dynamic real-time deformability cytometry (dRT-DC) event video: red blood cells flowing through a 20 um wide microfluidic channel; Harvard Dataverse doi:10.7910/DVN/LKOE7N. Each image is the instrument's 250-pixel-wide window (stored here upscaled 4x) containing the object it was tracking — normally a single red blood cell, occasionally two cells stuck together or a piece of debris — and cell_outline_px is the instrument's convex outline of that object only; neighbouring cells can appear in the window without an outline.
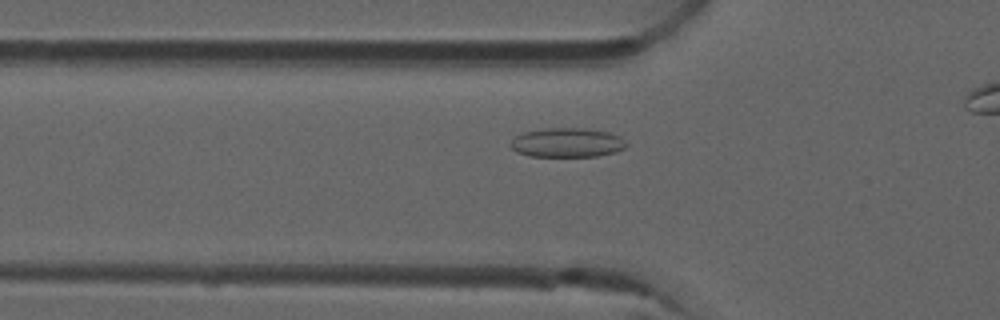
{"species": "common noctule bat (a hibernating species)", "species_latin": "Nyctalus noctula", "temperature_condition": "room temperature", "stored_images_in_passage": 39, "camera_frame_rate_fps": 3000, "um_per_image_px": 0.085, "animal": {"sex": "male", "forearm_length_mm": 52.5}, "frame": {"image": 1, "passage_image": 12, "time_ms": 3.667, "image_size_px": [1000, 320], "cell_outline_px": [[628, 144], [624, 148], [616, 152], [596, 156], [528, 156], [516, 152], [508, 144], [516, 136], [524, 132], [548, 128], [584, 128], [608, 132], [620, 136]], "centroid_in_image_um": [48.2, 12.12], "position_along_channel_um": 77.6, "area_um2": 19.77}}
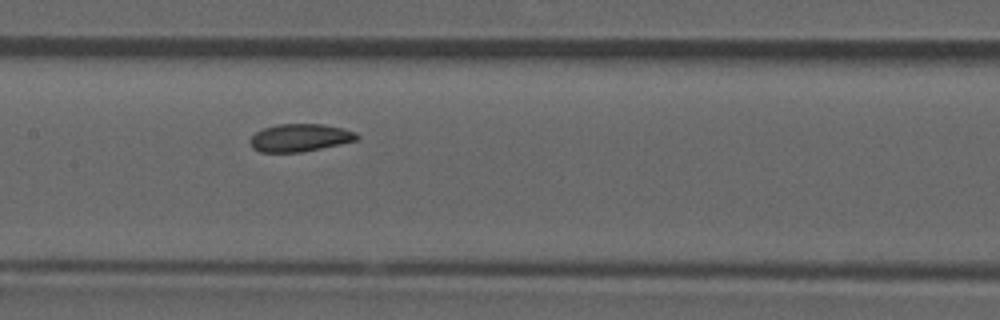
{"frame": {"image": 2, "passage_image": 20, "time_ms": 6.333, "image_size_px": [1000, 320], "cell_outline_px": [[360, 136], [356, 140], [340, 144], [300, 152], [260, 152], [252, 148], [248, 140], [256, 132], [264, 128], [276, 124], [324, 124], [356, 132]], "centroid_in_image_um": [25.46, 11.7], "position_along_channel_um": 181.9, "area_um2": 17.17}}
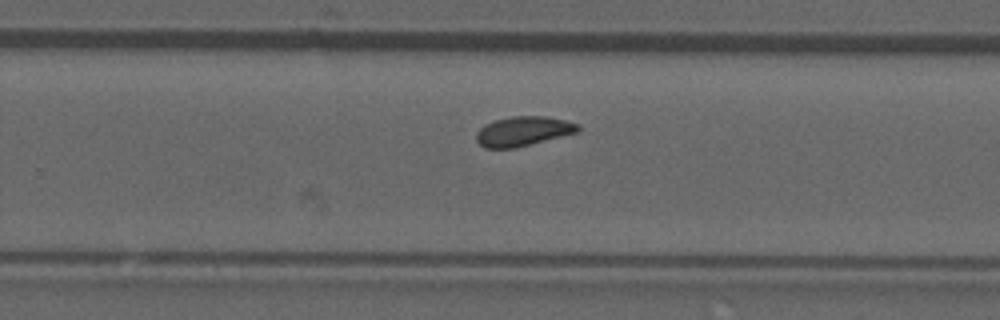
{"frame": {"image": 3, "passage_image": 28, "time_ms": 9.0, "image_size_px": [1000, 320], "cell_outline_px": [[580, 132], [516, 148], [484, 148], [476, 140], [476, 132], [484, 124], [496, 120], [512, 116], [544, 116], [564, 120], [580, 124]], "centroid_in_image_um": [44.49, 11.16], "position_along_channel_um": 285.3, "area_um2": 17.69}}